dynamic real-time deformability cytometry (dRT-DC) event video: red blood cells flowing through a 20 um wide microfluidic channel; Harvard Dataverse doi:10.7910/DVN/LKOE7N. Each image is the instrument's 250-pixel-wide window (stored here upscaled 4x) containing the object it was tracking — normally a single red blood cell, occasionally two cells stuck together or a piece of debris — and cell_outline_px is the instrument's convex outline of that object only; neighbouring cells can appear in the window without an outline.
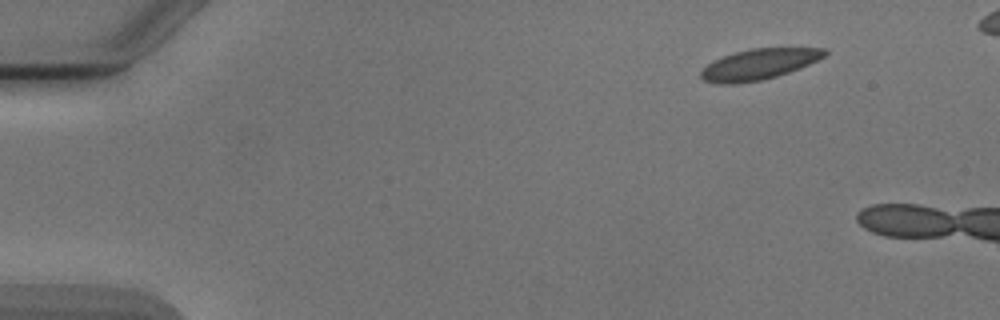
{"species": "Egyptian fruit bat (a non-hibernating species)", "species_latin": "Rousettus aegyptiacus", "temperature_condition": "cold", "stored_images_in_passage": 3, "camera_frame_rate_fps": 3000, "um_per_image_px": 0.085, "animal": {"sex": "male"}, "frame": {"image": 1, "passage_image": 1, "time_ms": 0.0, "image_size_px": [1000, 320], "cell_outline_px": [[828, 52], [824, 56], [800, 68], [776, 76], [760, 80], [736, 84], [720, 84], [704, 80], [700, 76], [700, 72], [712, 60], [748, 48], [828, 48]], "centroid_in_image_um": [64.49, 5.46], "position_along_channel_um": 20.5, "area_um2": 21.96}}